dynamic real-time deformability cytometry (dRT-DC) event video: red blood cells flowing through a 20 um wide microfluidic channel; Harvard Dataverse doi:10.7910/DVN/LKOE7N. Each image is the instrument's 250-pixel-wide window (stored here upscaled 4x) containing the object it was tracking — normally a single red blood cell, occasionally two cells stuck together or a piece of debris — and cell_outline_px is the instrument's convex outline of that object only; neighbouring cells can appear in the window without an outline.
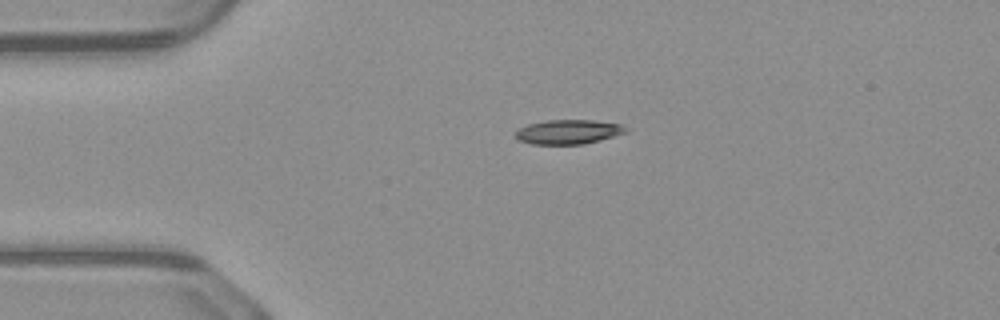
{"species": "common noctule bat (a hibernating species)", "species_latin": "Nyctalus noctula", "temperature_condition": "warm", "stored_images_in_passage": 40, "camera_frame_rate_fps": 3000, "um_per_image_px": 0.085, "animal": {"sex": "male", "body_mass_g": 23.1, "forearm_length_mm": 52.7}, "frame": {"image": 1, "passage_image": 1, "time_ms": 0.0, "image_size_px": [1000, 320], "cell_outline_px": [[628, 132], [584, 144], [532, 144], [520, 140], [512, 136], [520, 128], [528, 124], [548, 120], [592, 120], [620, 124], [628, 128]], "centroid_in_image_um": [48.3, 11.21], "position_along_channel_um": 36.7, "area_um2": 15.61}}
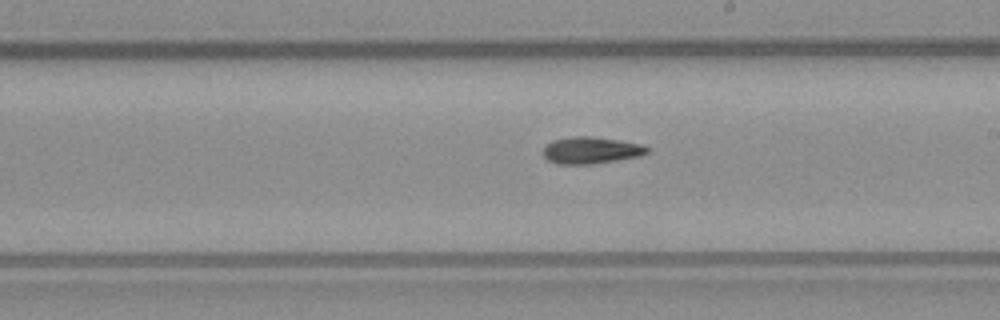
{"frame": {"image": 2, "passage_image": 18, "time_ms": 5.667, "image_size_px": [1000, 320], "cell_outline_px": [[648, 152], [640, 156], [592, 164], [556, 164], [548, 160], [544, 156], [544, 148], [552, 140], [568, 136], [592, 136], [640, 144], [648, 148]], "centroid_in_image_um": [50.2, 12.77], "position_along_channel_um": 238.8, "area_um2": 16.13}}
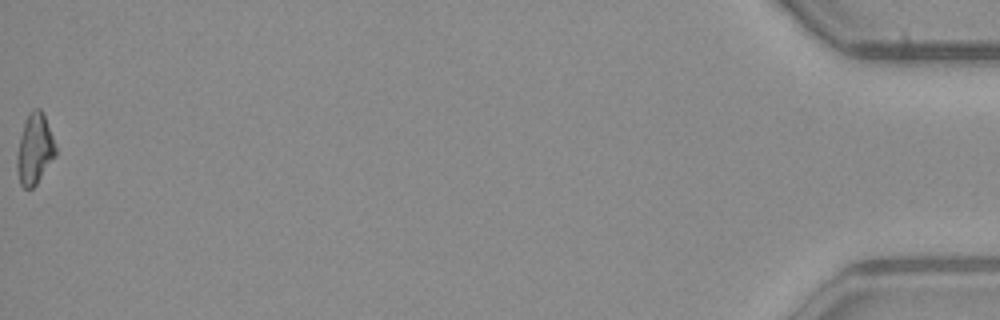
{"frame": {"image": 3, "passage_image": 40, "time_ms": 13.0, "image_size_px": [1000, 320], "cell_outline_px": [[56, 156], [36, 184], [32, 188], [24, 188], [20, 184], [16, 168], [16, 156], [20, 136], [24, 120], [28, 112], [32, 108], [40, 108], [44, 116], [52, 136], [56, 148]], "centroid_in_image_um": [2.92, 12.67], "position_along_channel_um": 432.3, "area_um2": 15.95}, "authors_computed_cell_mechanics": {"area_um2": 15.9528, "velocity_mm_per_s": 4.1362, "shape_relaxation_time_tau1_ms": 3.52, "shape_relaxation_time_tau2_ms": 5.3995, "deformation_change_tau1": 0.1554, "deformation_change_tau2": 0.1472}}